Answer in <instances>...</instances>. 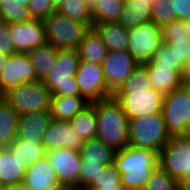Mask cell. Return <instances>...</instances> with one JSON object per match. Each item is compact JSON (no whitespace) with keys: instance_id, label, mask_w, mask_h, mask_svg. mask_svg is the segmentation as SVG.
Wrapping results in <instances>:
<instances>
[{"instance_id":"cell-57","label":"cell","mask_w":190,"mask_h":190,"mask_svg":"<svg viewBox=\"0 0 190 190\" xmlns=\"http://www.w3.org/2000/svg\"><path fill=\"white\" fill-rule=\"evenodd\" d=\"M179 190H188V189L184 188V187L181 185V187H180Z\"/></svg>"},{"instance_id":"cell-12","label":"cell","mask_w":190,"mask_h":190,"mask_svg":"<svg viewBox=\"0 0 190 190\" xmlns=\"http://www.w3.org/2000/svg\"><path fill=\"white\" fill-rule=\"evenodd\" d=\"M138 66L129 51H109L102 62L104 78L110 91L114 93L132 75Z\"/></svg>"},{"instance_id":"cell-8","label":"cell","mask_w":190,"mask_h":190,"mask_svg":"<svg viewBox=\"0 0 190 190\" xmlns=\"http://www.w3.org/2000/svg\"><path fill=\"white\" fill-rule=\"evenodd\" d=\"M158 157L159 167L182 185L190 175V135L171 136Z\"/></svg>"},{"instance_id":"cell-42","label":"cell","mask_w":190,"mask_h":190,"mask_svg":"<svg viewBox=\"0 0 190 190\" xmlns=\"http://www.w3.org/2000/svg\"><path fill=\"white\" fill-rule=\"evenodd\" d=\"M171 3L177 19L184 20L190 17V0H171Z\"/></svg>"},{"instance_id":"cell-4","label":"cell","mask_w":190,"mask_h":190,"mask_svg":"<svg viewBox=\"0 0 190 190\" xmlns=\"http://www.w3.org/2000/svg\"><path fill=\"white\" fill-rule=\"evenodd\" d=\"M170 137L162 113L129 120V147L151 149L159 153Z\"/></svg>"},{"instance_id":"cell-28","label":"cell","mask_w":190,"mask_h":190,"mask_svg":"<svg viewBox=\"0 0 190 190\" xmlns=\"http://www.w3.org/2000/svg\"><path fill=\"white\" fill-rule=\"evenodd\" d=\"M69 122L71 128L75 130V132L79 134L84 141L96 139L97 118L95 107L92 103L69 120Z\"/></svg>"},{"instance_id":"cell-38","label":"cell","mask_w":190,"mask_h":190,"mask_svg":"<svg viewBox=\"0 0 190 190\" xmlns=\"http://www.w3.org/2000/svg\"><path fill=\"white\" fill-rule=\"evenodd\" d=\"M144 65H170L177 71V55L167 43H163L154 57Z\"/></svg>"},{"instance_id":"cell-31","label":"cell","mask_w":190,"mask_h":190,"mask_svg":"<svg viewBox=\"0 0 190 190\" xmlns=\"http://www.w3.org/2000/svg\"><path fill=\"white\" fill-rule=\"evenodd\" d=\"M56 11L69 19L93 28L94 21L91 15V8L84 0H64Z\"/></svg>"},{"instance_id":"cell-34","label":"cell","mask_w":190,"mask_h":190,"mask_svg":"<svg viewBox=\"0 0 190 190\" xmlns=\"http://www.w3.org/2000/svg\"><path fill=\"white\" fill-rule=\"evenodd\" d=\"M181 184L159 166L152 172L143 190H179Z\"/></svg>"},{"instance_id":"cell-1","label":"cell","mask_w":190,"mask_h":190,"mask_svg":"<svg viewBox=\"0 0 190 190\" xmlns=\"http://www.w3.org/2000/svg\"><path fill=\"white\" fill-rule=\"evenodd\" d=\"M113 96L122 106L128 120L161 113L163 96L151 89L147 67L138 65L131 77Z\"/></svg>"},{"instance_id":"cell-19","label":"cell","mask_w":190,"mask_h":190,"mask_svg":"<svg viewBox=\"0 0 190 190\" xmlns=\"http://www.w3.org/2000/svg\"><path fill=\"white\" fill-rule=\"evenodd\" d=\"M23 184L33 190H49L59 184L56 171L46 156L27 167Z\"/></svg>"},{"instance_id":"cell-14","label":"cell","mask_w":190,"mask_h":190,"mask_svg":"<svg viewBox=\"0 0 190 190\" xmlns=\"http://www.w3.org/2000/svg\"><path fill=\"white\" fill-rule=\"evenodd\" d=\"M36 80L38 78L28 54L21 52L11 54L0 75V96L21 83Z\"/></svg>"},{"instance_id":"cell-35","label":"cell","mask_w":190,"mask_h":190,"mask_svg":"<svg viewBox=\"0 0 190 190\" xmlns=\"http://www.w3.org/2000/svg\"><path fill=\"white\" fill-rule=\"evenodd\" d=\"M177 55V72L185 79V71L190 61V38L181 40H164Z\"/></svg>"},{"instance_id":"cell-44","label":"cell","mask_w":190,"mask_h":190,"mask_svg":"<svg viewBox=\"0 0 190 190\" xmlns=\"http://www.w3.org/2000/svg\"><path fill=\"white\" fill-rule=\"evenodd\" d=\"M9 58V55L0 53V75L2 73L3 68Z\"/></svg>"},{"instance_id":"cell-40","label":"cell","mask_w":190,"mask_h":190,"mask_svg":"<svg viewBox=\"0 0 190 190\" xmlns=\"http://www.w3.org/2000/svg\"><path fill=\"white\" fill-rule=\"evenodd\" d=\"M104 167V165L97 164H84L81 161V168L79 171V189H85L94 178H96L99 171Z\"/></svg>"},{"instance_id":"cell-17","label":"cell","mask_w":190,"mask_h":190,"mask_svg":"<svg viewBox=\"0 0 190 190\" xmlns=\"http://www.w3.org/2000/svg\"><path fill=\"white\" fill-rule=\"evenodd\" d=\"M52 119L50 111H39L18 116L16 138L42 143V137Z\"/></svg>"},{"instance_id":"cell-3","label":"cell","mask_w":190,"mask_h":190,"mask_svg":"<svg viewBox=\"0 0 190 190\" xmlns=\"http://www.w3.org/2000/svg\"><path fill=\"white\" fill-rule=\"evenodd\" d=\"M97 118L96 139L114 151L128 147L129 120L114 96L92 102Z\"/></svg>"},{"instance_id":"cell-15","label":"cell","mask_w":190,"mask_h":190,"mask_svg":"<svg viewBox=\"0 0 190 190\" xmlns=\"http://www.w3.org/2000/svg\"><path fill=\"white\" fill-rule=\"evenodd\" d=\"M46 158L55 169L59 183L79 188L81 156L78 150L59 148L46 152Z\"/></svg>"},{"instance_id":"cell-6","label":"cell","mask_w":190,"mask_h":190,"mask_svg":"<svg viewBox=\"0 0 190 190\" xmlns=\"http://www.w3.org/2000/svg\"><path fill=\"white\" fill-rule=\"evenodd\" d=\"M1 97L18 115L51 110L52 93L40 80L21 83L8 89Z\"/></svg>"},{"instance_id":"cell-46","label":"cell","mask_w":190,"mask_h":190,"mask_svg":"<svg viewBox=\"0 0 190 190\" xmlns=\"http://www.w3.org/2000/svg\"><path fill=\"white\" fill-rule=\"evenodd\" d=\"M53 7L57 10L62 3L64 2V0H51Z\"/></svg>"},{"instance_id":"cell-22","label":"cell","mask_w":190,"mask_h":190,"mask_svg":"<svg viewBox=\"0 0 190 190\" xmlns=\"http://www.w3.org/2000/svg\"><path fill=\"white\" fill-rule=\"evenodd\" d=\"M80 62H90L102 65L108 50L94 28H90L84 35L77 49Z\"/></svg>"},{"instance_id":"cell-25","label":"cell","mask_w":190,"mask_h":190,"mask_svg":"<svg viewBox=\"0 0 190 190\" xmlns=\"http://www.w3.org/2000/svg\"><path fill=\"white\" fill-rule=\"evenodd\" d=\"M59 49L52 44H44L27 54L31 60L38 80L43 81L57 62Z\"/></svg>"},{"instance_id":"cell-50","label":"cell","mask_w":190,"mask_h":190,"mask_svg":"<svg viewBox=\"0 0 190 190\" xmlns=\"http://www.w3.org/2000/svg\"><path fill=\"white\" fill-rule=\"evenodd\" d=\"M182 186L188 190H190V175L189 177L186 179V181L182 184Z\"/></svg>"},{"instance_id":"cell-56","label":"cell","mask_w":190,"mask_h":190,"mask_svg":"<svg viewBox=\"0 0 190 190\" xmlns=\"http://www.w3.org/2000/svg\"><path fill=\"white\" fill-rule=\"evenodd\" d=\"M3 24H4V21L2 19V16L0 15V27H2Z\"/></svg>"},{"instance_id":"cell-29","label":"cell","mask_w":190,"mask_h":190,"mask_svg":"<svg viewBox=\"0 0 190 190\" xmlns=\"http://www.w3.org/2000/svg\"><path fill=\"white\" fill-rule=\"evenodd\" d=\"M8 149L13 154V157H17L27 167L46 156L42 143H30L18 138L10 144Z\"/></svg>"},{"instance_id":"cell-55","label":"cell","mask_w":190,"mask_h":190,"mask_svg":"<svg viewBox=\"0 0 190 190\" xmlns=\"http://www.w3.org/2000/svg\"><path fill=\"white\" fill-rule=\"evenodd\" d=\"M0 190H8L4 185L0 183Z\"/></svg>"},{"instance_id":"cell-27","label":"cell","mask_w":190,"mask_h":190,"mask_svg":"<svg viewBox=\"0 0 190 190\" xmlns=\"http://www.w3.org/2000/svg\"><path fill=\"white\" fill-rule=\"evenodd\" d=\"M18 113L0 96V147L8 148L15 141Z\"/></svg>"},{"instance_id":"cell-54","label":"cell","mask_w":190,"mask_h":190,"mask_svg":"<svg viewBox=\"0 0 190 190\" xmlns=\"http://www.w3.org/2000/svg\"><path fill=\"white\" fill-rule=\"evenodd\" d=\"M133 1H141V2H149L151 5L155 2V0H133Z\"/></svg>"},{"instance_id":"cell-48","label":"cell","mask_w":190,"mask_h":190,"mask_svg":"<svg viewBox=\"0 0 190 190\" xmlns=\"http://www.w3.org/2000/svg\"><path fill=\"white\" fill-rule=\"evenodd\" d=\"M185 79H190V61L187 64V68L185 71Z\"/></svg>"},{"instance_id":"cell-20","label":"cell","mask_w":190,"mask_h":190,"mask_svg":"<svg viewBox=\"0 0 190 190\" xmlns=\"http://www.w3.org/2000/svg\"><path fill=\"white\" fill-rule=\"evenodd\" d=\"M27 166L8 148L0 149V183L8 190L23 183Z\"/></svg>"},{"instance_id":"cell-13","label":"cell","mask_w":190,"mask_h":190,"mask_svg":"<svg viewBox=\"0 0 190 190\" xmlns=\"http://www.w3.org/2000/svg\"><path fill=\"white\" fill-rule=\"evenodd\" d=\"M9 32L16 52L28 53L46 44L45 24L42 19L9 24Z\"/></svg>"},{"instance_id":"cell-10","label":"cell","mask_w":190,"mask_h":190,"mask_svg":"<svg viewBox=\"0 0 190 190\" xmlns=\"http://www.w3.org/2000/svg\"><path fill=\"white\" fill-rule=\"evenodd\" d=\"M163 43L161 26L153 21L129 29L128 51L138 65L150 61Z\"/></svg>"},{"instance_id":"cell-36","label":"cell","mask_w":190,"mask_h":190,"mask_svg":"<svg viewBox=\"0 0 190 190\" xmlns=\"http://www.w3.org/2000/svg\"><path fill=\"white\" fill-rule=\"evenodd\" d=\"M174 20H177V17L173 13L171 0H155L152 5V21L158 26H163Z\"/></svg>"},{"instance_id":"cell-33","label":"cell","mask_w":190,"mask_h":190,"mask_svg":"<svg viewBox=\"0 0 190 190\" xmlns=\"http://www.w3.org/2000/svg\"><path fill=\"white\" fill-rule=\"evenodd\" d=\"M109 188H124L121 183V174L113 164L104 165L96 178L85 189L100 190Z\"/></svg>"},{"instance_id":"cell-53","label":"cell","mask_w":190,"mask_h":190,"mask_svg":"<svg viewBox=\"0 0 190 190\" xmlns=\"http://www.w3.org/2000/svg\"><path fill=\"white\" fill-rule=\"evenodd\" d=\"M83 190H96V189H83ZM100 190H125L124 188H109V189H100Z\"/></svg>"},{"instance_id":"cell-9","label":"cell","mask_w":190,"mask_h":190,"mask_svg":"<svg viewBox=\"0 0 190 190\" xmlns=\"http://www.w3.org/2000/svg\"><path fill=\"white\" fill-rule=\"evenodd\" d=\"M161 113L171 136L190 135V96L183 85L163 96Z\"/></svg>"},{"instance_id":"cell-32","label":"cell","mask_w":190,"mask_h":190,"mask_svg":"<svg viewBox=\"0 0 190 190\" xmlns=\"http://www.w3.org/2000/svg\"><path fill=\"white\" fill-rule=\"evenodd\" d=\"M0 15L4 23H19L33 19L28 6H23L16 0L0 1Z\"/></svg>"},{"instance_id":"cell-51","label":"cell","mask_w":190,"mask_h":190,"mask_svg":"<svg viewBox=\"0 0 190 190\" xmlns=\"http://www.w3.org/2000/svg\"><path fill=\"white\" fill-rule=\"evenodd\" d=\"M90 8H92L98 0H84Z\"/></svg>"},{"instance_id":"cell-5","label":"cell","mask_w":190,"mask_h":190,"mask_svg":"<svg viewBox=\"0 0 190 190\" xmlns=\"http://www.w3.org/2000/svg\"><path fill=\"white\" fill-rule=\"evenodd\" d=\"M79 63L77 50H59L55 66L42 81L52 96H81L75 77Z\"/></svg>"},{"instance_id":"cell-37","label":"cell","mask_w":190,"mask_h":190,"mask_svg":"<svg viewBox=\"0 0 190 190\" xmlns=\"http://www.w3.org/2000/svg\"><path fill=\"white\" fill-rule=\"evenodd\" d=\"M161 35L164 40H181L189 39L187 27L184 20H174L161 26Z\"/></svg>"},{"instance_id":"cell-41","label":"cell","mask_w":190,"mask_h":190,"mask_svg":"<svg viewBox=\"0 0 190 190\" xmlns=\"http://www.w3.org/2000/svg\"><path fill=\"white\" fill-rule=\"evenodd\" d=\"M0 53L7 55L16 53L13 41L10 37L9 24L6 23L0 27Z\"/></svg>"},{"instance_id":"cell-52","label":"cell","mask_w":190,"mask_h":190,"mask_svg":"<svg viewBox=\"0 0 190 190\" xmlns=\"http://www.w3.org/2000/svg\"><path fill=\"white\" fill-rule=\"evenodd\" d=\"M17 2H20L23 6H28L30 0H16Z\"/></svg>"},{"instance_id":"cell-18","label":"cell","mask_w":190,"mask_h":190,"mask_svg":"<svg viewBox=\"0 0 190 190\" xmlns=\"http://www.w3.org/2000/svg\"><path fill=\"white\" fill-rule=\"evenodd\" d=\"M148 69L151 89L162 96L183 85L184 76L170 65H145Z\"/></svg>"},{"instance_id":"cell-21","label":"cell","mask_w":190,"mask_h":190,"mask_svg":"<svg viewBox=\"0 0 190 190\" xmlns=\"http://www.w3.org/2000/svg\"><path fill=\"white\" fill-rule=\"evenodd\" d=\"M93 28L99 34L109 51H128L129 30L118 22L94 23Z\"/></svg>"},{"instance_id":"cell-24","label":"cell","mask_w":190,"mask_h":190,"mask_svg":"<svg viewBox=\"0 0 190 190\" xmlns=\"http://www.w3.org/2000/svg\"><path fill=\"white\" fill-rule=\"evenodd\" d=\"M125 6L118 23L126 29L152 21V5L149 2L124 0Z\"/></svg>"},{"instance_id":"cell-2","label":"cell","mask_w":190,"mask_h":190,"mask_svg":"<svg viewBox=\"0 0 190 190\" xmlns=\"http://www.w3.org/2000/svg\"><path fill=\"white\" fill-rule=\"evenodd\" d=\"M113 165L121 174L125 190H143L159 166V157L154 150L128 146L115 153Z\"/></svg>"},{"instance_id":"cell-23","label":"cell","mask_w":190,"mask_h":190,"mask_svg":"<svg viewBox=\"0 0 190 190\" xmlns=\"http://www.w3.org/2000/svg\"><path fill=\"white\" fill-rule=\"evenodd\" d=\"M90 103L82 96H52L51 116L59 120H71Z\"/></svg>"},{"instance_id":"cell-49","label":"cell","mask_w":190,"mask_h":190,"mask_svg":"<svg viewBox=\"0 0 190 190\" xmlns=\"http://www.w3.org/2000/svg\"><path fill=\"white\" fill-rule=\"evenodd\" d=\"M184 23H185V27H187L188 34H189V36H190V17L184 19Z\"/></svg>"},{"instance_id":"cell-26","label":"cell","mask_w":190,"mask_h":190,"mask_svg":"<svg viewBox=\"0 0 190 190\" xmlns=\"http://www.w3.org/2000/svg\"><path fill=\"white\" fill-rule=\"evenodd\" d=\"M84 164L112 165L116 151L98 139L85 141L79 150Z\"/></svg>"},{"instance_id":"cell-47","label":"cell","mask_w":190,"mask_h":190,"mask_svg":"<svg viewBox=\"0 0 190 190\" xmlns=\"http://www.w3.org/2000/svg\"><path fill=\"white\" fill-rule=\"evenodd\" d=\"M183 86L186 88V90L190 96V79H184Z\"/></svg>"},{"instance_id":"cell-39","label":"cell","mask_w":190,"mask_h":190,"mask_svg":"<svg viewBox=\"0 0 190 190\" xmlns=\"http://www.w3.org/2000/svg\"><path fill=\"white\" fill-rule=\"evenodd\" d=\"M28 8L32 18L42 20L56 11L51 0H30Z\"/></svg>"},{"instance_id":"cell-11","label":"cell","mask_w":190,"mask_h":190,"mask_svg":"<svg viewBox=\"0 0 190 190\" xmlns=\"http://www.w3.org/2000/svg\"><path fill=\"white\" fill-rule=\"evenodd\" d=\"M75 77L81 96L89 103L113 96L105 81L102 65L80 62Z\"/></svg>"},{"instance_id":"cell-45","label":"cell","mask_w":190,"mask_h":190,"mask_svg":"<svg viewBox=\"0 0 190 190\" xmlns=\"http://www.w3.org/2000/svg\"><path fill=\"white\" fill-rule=\"evenodd\" d=\"M9 190H33V189H31L30 187H28V186H26L25 184L22 183V184H19V185L15 186V187H12Z\"/></svg>"},{"instance_id":"cell-43","label":"cell","mask_w":190,"mask_h":190,"mask_svg":"<svg viewBox=\"0 0 190 190\" xmlns=\"http://www.w3.org/2000/svg\"><path fill=\"white\" fill-rule=\"evenodd\" d=\"M49 190H80V189L74 185L59 183L58 185L52 187Z\"/></svg>"},{"instance_id":"cell-30","label":"cell","mask_w":190,"mask_h":190,"mask_svg":"<svg viewBox=\"0 0 190 190\" xmlns=\"http://www.w3.org/2000/svg\"><path fill=\"white\" fill-rule=\"evenodd\" d=\"M124 6V0H98L91 8L94 23L118 22Z\"/></svg>"},{"instance_id":"cell-7","label":"cell","mask_w":190,"mask_h":190,"mask_svg":"<svg viewBox=\"0 0 190 190\" xmlns=\"http://www.w3.org/2000/svg\"><path fill=\"white\" fill-rule=\"evenodd\" d=\"M43 21L46 42L59 50H77L90 29L86 24L69 19L57 11Z\"/></svg>"},{"instance_id":"cell-16","label":"cell","mask_w":190,"mask_h":190,"mask_svg":"<svg viewBox=\"0 0 190 190\" xmlns=\"http://www.w3.org/2000/svg\"><path fill=\"white\" fill-rule=\"evenodd\" d=\"M84 142L80 135L71 128L69 121L54 118L51 119L42 137L45 152L64 147L79 151Z\"/></svg>"}]
</instances>
